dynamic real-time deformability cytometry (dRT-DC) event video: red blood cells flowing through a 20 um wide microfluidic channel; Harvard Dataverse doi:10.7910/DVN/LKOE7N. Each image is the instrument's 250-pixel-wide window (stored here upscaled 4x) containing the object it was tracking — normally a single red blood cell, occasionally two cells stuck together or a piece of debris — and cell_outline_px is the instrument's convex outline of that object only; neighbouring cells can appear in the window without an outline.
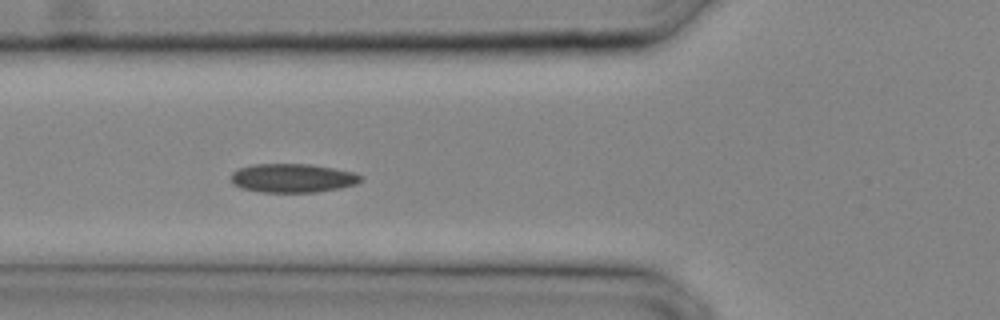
{"species": "common noctule bat (a hibernating species)", "species_latin": "Nyctalus noctula", "temperature_condition": "cold", "stored_images_in_passage": 23, "camera_frame_rate_fps": 3000, "um_per_image_px": 0.085, "animal": {"sex": "male", "body_mass_g": 20.4}, "frame": {"image": 1, "passage_image": 4, "time_ms": 1.0, "image_size_px": [1000, 320], "cell_outline_px": [[360, 180], [356, 184], [340, 188], [316, 192], [260, 192], [240, 188], [232, 184], [232, 172], [240, 168], [252, 164], [312, 164], [352, 172], [360, 176]], "centroid_in_image_um": [24.82, 15.14], "position_along_channel_um": 101.0, "area_um2": 21.68}}
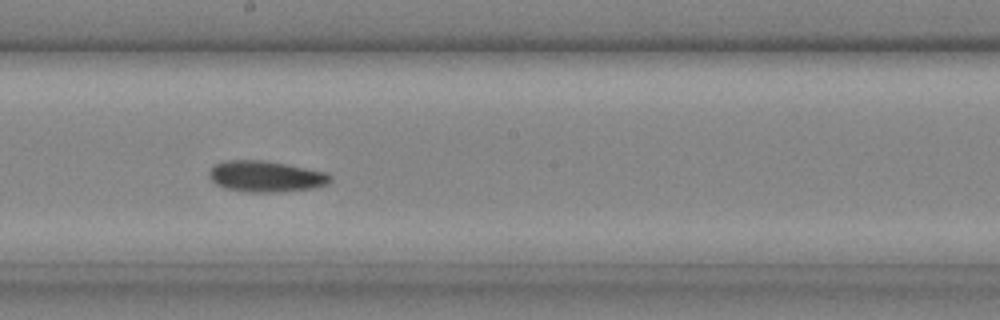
{"frame": {"image": 2, "passage_image": 10, "time_ms": 3.0, "image_size_px": [1000, 320], "cell_outline_px": [[332, 180], [328, 184], [312, 188], [276, 192], [252, 192], [224, 188], [216, 184], [208, 176], [208, 172], [212, 164], [224, 160], [264, 160], [288, 164], [328, 172], [332, 176]], "centroid_in_image_um": [22.59, 14.98], "position_along_channel_um": 225.6, "area_um2": 22.25}}
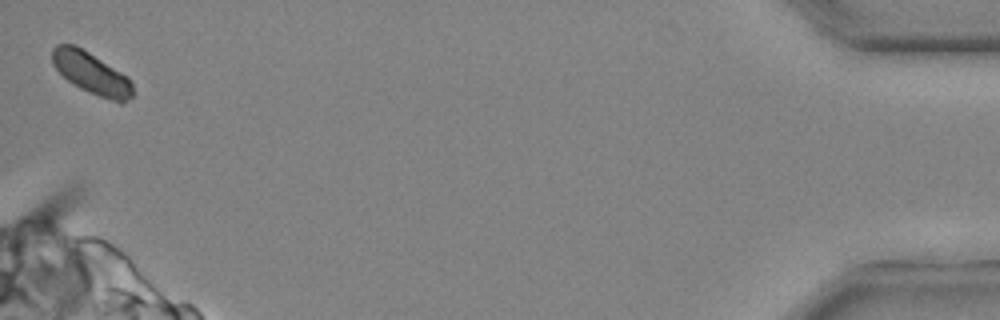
{"frame": {"image": 3, "passage_image": 23, "time_ms": 7.333, "image_size_px": [1000, 320], "cell_outline_px": [[132, 96], [120, 104], [80, 88], [68, 80], [52, 64], [52, 48], [56, 44], [72, 44], [88, 52], [128, 76], [132, 80]], "centroid_in_image_um": [7.78, 6.22], "position_along_channel_um": 427.4, "area_um2": 19.31}}